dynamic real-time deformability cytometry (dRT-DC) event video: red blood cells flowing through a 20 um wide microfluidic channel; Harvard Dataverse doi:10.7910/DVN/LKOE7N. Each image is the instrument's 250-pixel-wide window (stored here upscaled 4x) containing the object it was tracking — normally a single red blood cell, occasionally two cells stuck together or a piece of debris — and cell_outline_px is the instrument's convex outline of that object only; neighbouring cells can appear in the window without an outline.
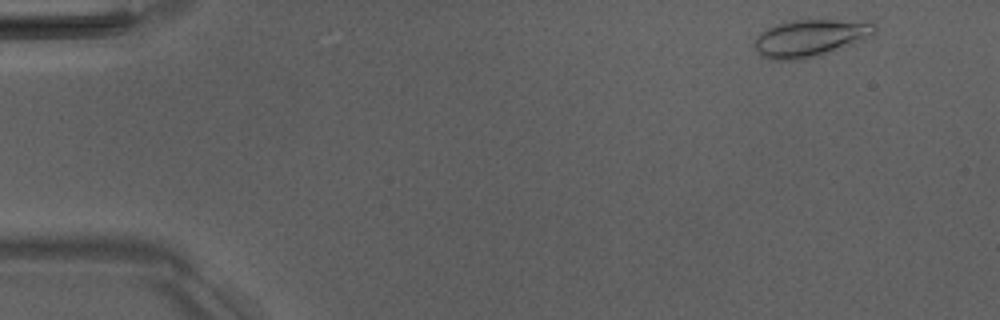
{"species": "Egyptian fruit bat (a non-hibernating species)", "species_latin": "Rousettus aegyptiacus", "temperature_condition": "room temperature", "stored_images_in_passage": 50, "camera_frame_rate_fps": 3000, "um_per_image_px": 0.085, "animal": {"sex": "male"}, "frame": {"image": 1, "passage_image": 3, "time_ms": 0.667, "image_size_px": [1000, 320], "cell_outline_px": [[876, 32], [872, 36], [864, 40], [800, 60], [768, 60], [760, 56], [756, 48], [756, 36], [760, 32], [776, 24], [792, 20], [872, 20], [876, 24]], "centroid_in_image_um": [68.9, 3.21], "position_along_channel_um": 16.1, "area_um2": 26.07}}
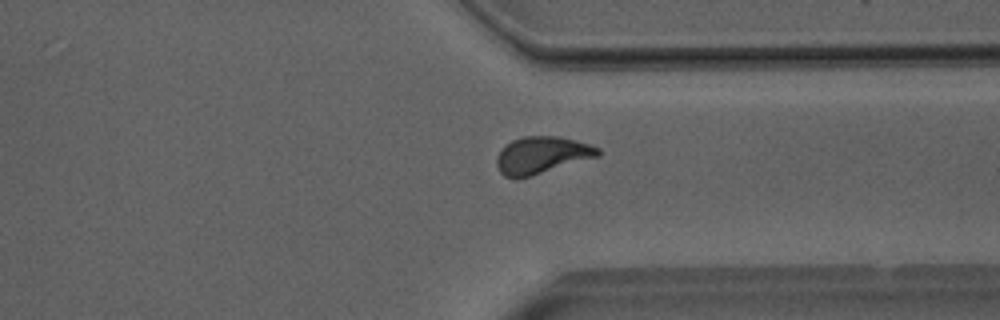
{"frame": {"image": 2, "passage_image": 38, "time_ms": 12.333, "image_size_px": [1000, 320], "cell_outline_px": [[600, 156], [532, 176], [516, 180], [504, 176], [500, 172], [496, 164], [496, 160], [504, 144], [512, 140], [524, 136], [556, 136], [588, 144], [600, 148]], "centroid_in_image_um": [46.02, 13.21], "position_along_channel_um": 365.4, "area_um2": 22.02}}
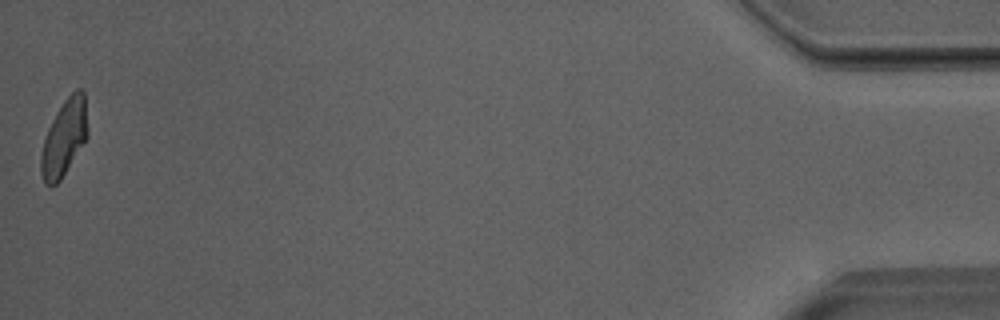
{"frame": {"image": 3, "passage_image": 50, "time_ms": 16.333, "image_size_px": [1000, 320], "cell_outline_px": [[88, 136], [60, 180], [56, 184], [44, 184], [40, 172], [40, 156], [44, 140], [48, 128], [56, 112], [64, 100], [76, 88], [80, 88], [84, 92], [88, 132]], "centroid_in_image_um": [5.45, 11.7], "position_along_channel_um": 429.8, "area_um2": 20.58}, "authors_computed_cell_mechanics": {"area_um2": 21.5594, "velocity_mm_per_s": 4.0016, "shape_relaxation_time_tau1_ms": 4.1124, "shape_relaxation_time_tau2_ms": 1.222, "deformation_change_tau1": 0.1477, "deformation_change_tau2": 0.0616}}